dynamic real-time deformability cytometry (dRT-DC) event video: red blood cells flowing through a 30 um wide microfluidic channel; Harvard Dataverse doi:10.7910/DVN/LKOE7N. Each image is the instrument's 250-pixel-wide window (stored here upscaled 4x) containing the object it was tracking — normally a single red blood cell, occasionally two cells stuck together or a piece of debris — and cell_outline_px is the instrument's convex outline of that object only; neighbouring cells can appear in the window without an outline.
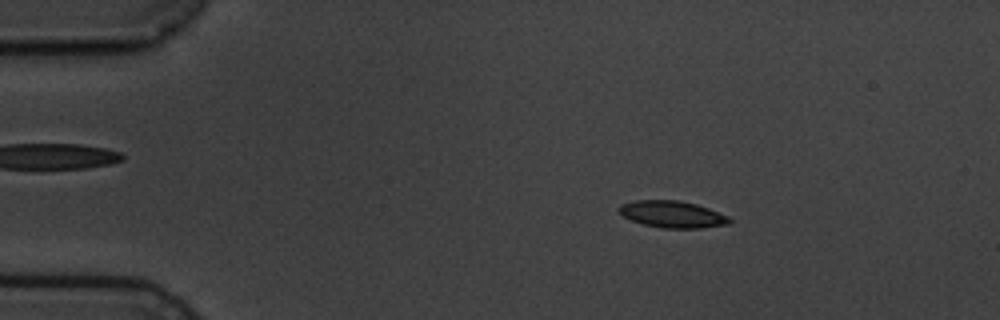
{"species": "common noctule bat (a hibernating species)", "species_latin": "Nyctalus noctula", "temperature_condition": "cold", "stored_images_in_passage": 3, "camera_frame_rate_fps": 3000, "um_per_image_px": 0.085, "animal": {"sex": "male", "body_mass_g": 19.5, "forearm_length_mm": 54.6}, "frame": {"image": 1, "passage_image": 2, "time_ms": 1.0, "image_size_px": [1000, 320], "cell_outline_px": [[732, 220], [728, 224], [700, 228], [660, 228], [644, 224], [632, 220], [616, 212], [616, 208], [620, 204], [636, 200], [680, 200], [696, 204], [708, 208], [728, 216]], "centroid_in_image_um": [57.11, 18.21], "position_along_channel_um": 27.9, "area_um2": 17.34}}